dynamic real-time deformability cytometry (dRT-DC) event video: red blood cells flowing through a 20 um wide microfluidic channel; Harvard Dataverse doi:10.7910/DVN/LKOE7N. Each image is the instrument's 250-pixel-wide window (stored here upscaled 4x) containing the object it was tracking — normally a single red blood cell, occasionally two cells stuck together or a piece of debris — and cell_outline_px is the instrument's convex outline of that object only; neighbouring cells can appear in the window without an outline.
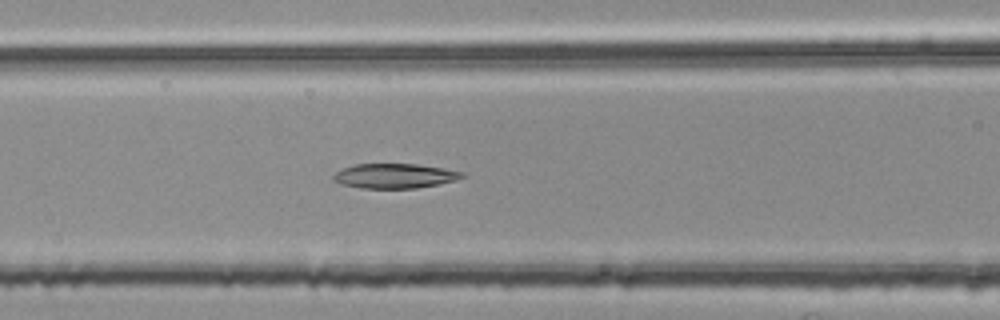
{"species": "common noctule bat (a hibernating species)", "species_latin": "Nyctalus noctula", "temperature_condition": "room temperature", "stored_images_in_passage": 40, "segment_of_instrument_passage": [2, 2], "camera_frame_rate_fps": 3000, "um_per_image_px": 0.085, "animal": {"sex": "female", "body_mass_g": 25.1}, "frame": {"image": 1, "passage_image": 22, "time_ms": 7.0, "image_size_px": [1000, 320], "cell_outline_px": [[468, 176], [456, 180], [440, 184], [416, 188], [360, 188], [340, 184], [332, 180], [332, 176], [336, 172], [344, 168], [356, 164], [416, 164], [464, 172]], "centroid_in_image_um": [33.55, 14.96], "position_along_channel_um": 133.0, "area_um2": 18.55}}
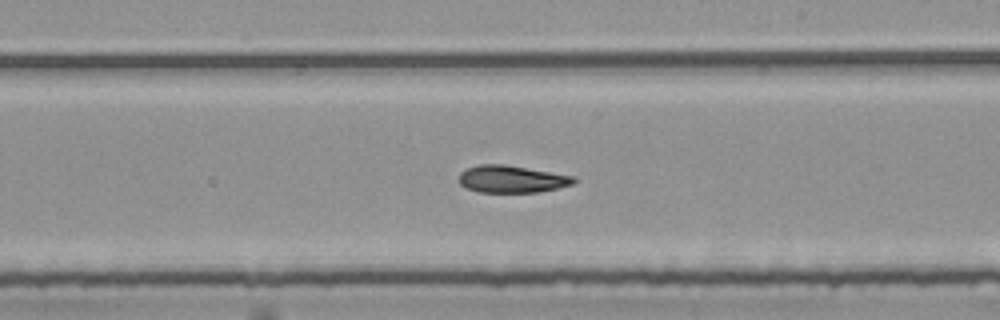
{"frame": {"image": 2, "passage_image": 31, "time_ms": 10.0, "image_size_px": [1000, 320], "cell_outline_px": [[580, 180], [572, 184], [556, 188], [536, 192], [480, 192], [468, 188], [460, 184], [460, 172], [476, 164], [504, 164], [576, 176]], "centroid_in_image_um": [43.54, 15.21], "position_along_channel_um": 245.5, "area_um2": 18.21}}
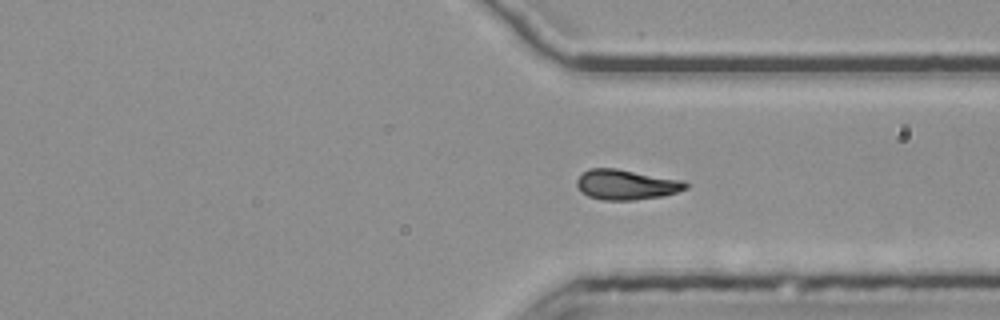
{"frame": {"image": 3, "passage_image": 40, "time_ms": 13.0, "image_size_px": [1000, 320], "cell_outline_px": [[688, 188], [676, 192], [660, 196], [632, 200], [604, 200], [588, 196], [580, 192], [576, 184], [576, 180], [588, 168], [616, 168], [684, 180], [688, 184]], "centroid_in_image_um": [53.22, 15.68], "position_along_channel_um": 358.2, "area_um2": 19.13}}